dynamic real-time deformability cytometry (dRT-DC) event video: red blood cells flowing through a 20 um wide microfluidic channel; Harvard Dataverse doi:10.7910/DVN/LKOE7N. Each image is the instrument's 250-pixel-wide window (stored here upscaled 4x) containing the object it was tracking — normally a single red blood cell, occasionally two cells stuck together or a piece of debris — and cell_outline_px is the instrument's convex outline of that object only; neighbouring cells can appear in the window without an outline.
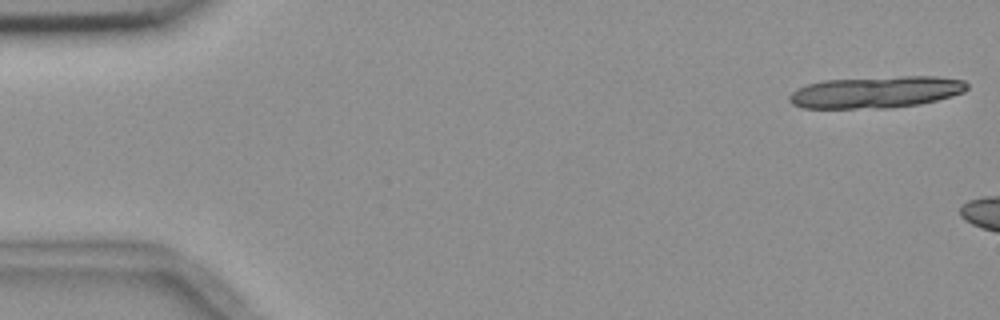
{"species": "common noctule bat (a hibernating species)", "species_latin": "Nyctalus noctula", "temperature_condition": "room temperature", "stored_images_in_passage": 7, "camera_frame_rate_fps": 3000, "um_per_image_px": 0.085, "animal": {"sex": "female", "body_mass_g": 18.4}, "frame": {"image": 1, "passage_image": 1, "time_ms": 0.0, "image_size_px": [1000, 320], "cell_outline_px": [[968, 88], [964, 92], [952, 96], [920, 104], [888, 108], [804, 108], [792, 104], [788, 100], [788, 96], [796, 88], [808, 84], [824, 80], [900, 76], [936, 76], [964, 80], [968, 84]], "centroid_in_image_um": [74.46, 7.83], "position_along_channel_um": 10.5, "area_um2": 33.06}}